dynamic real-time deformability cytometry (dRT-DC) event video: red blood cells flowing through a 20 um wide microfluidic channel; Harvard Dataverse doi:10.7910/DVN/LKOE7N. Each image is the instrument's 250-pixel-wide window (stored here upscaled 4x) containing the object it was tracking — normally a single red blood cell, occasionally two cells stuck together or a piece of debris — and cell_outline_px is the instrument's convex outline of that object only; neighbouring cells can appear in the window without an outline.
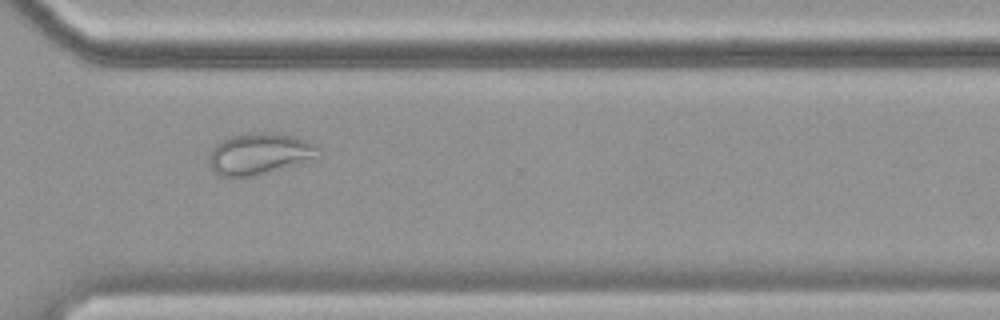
{"species": "common noctule bat (a hibernating species)", "species_latin": "Nyctalus noctula", "temperature_condition": "cold", "stored_images_in_passage": 57, "camera_frame_rate_fps": 3000, "um_per_image_px": 0.085, "animal": {"sex": "female", "body_mass_g": 19.9}, "frame": {"image": 1, "passage_image": 42, "time_ms": 13.667, "image_size_px": [1000, 320], "cell_outline_px": [[320, 148], [308, 156], [300, 160], [252, 176], [216, 176], [208, 160], [208, 156], [212, 148], [220, 140], [232, 136], [252, 132], [276, 132], [296, 136], [308, 140], [316, 144]], "centroid_in_image_um": [21.9, 13.01], "position_along_channel_um": 348.7, "area_um2": 25.37}}
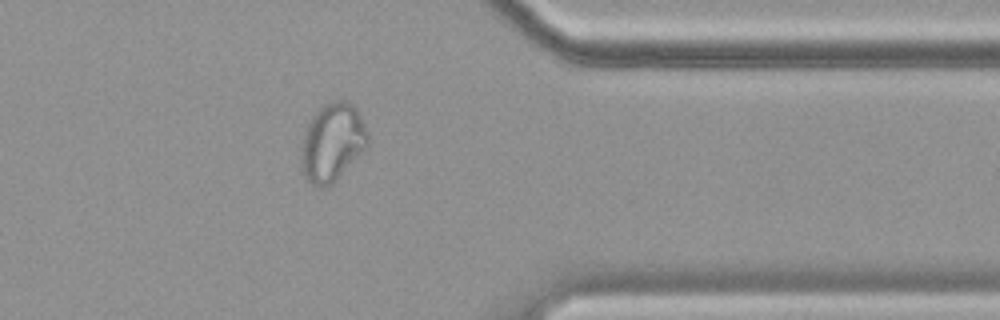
{"frame": {"image": 2, "passage_image": 46, "time_ms": 15.0, "image_size_px": [1000, 320], "cell_outline_px": [[368, 148], [332, 184], [324, 188], [320, 188], [312, 184], [304, 176], [300, 160], [300, 148], [304, 132], [312, 116], [324, 104], [332, 100], [348, 100], [356, 108], [368, 132]], "centroid_in_image_um": [28.25, 12.11], "position_along_channel_um": 383.2, "area_um2": 30.75}}
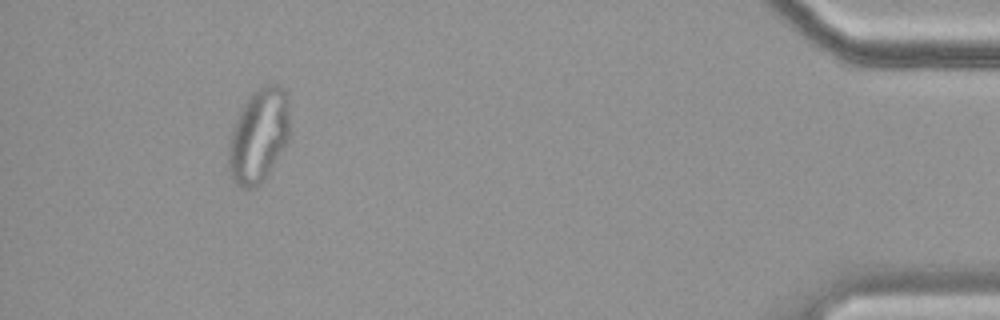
{"frame": {"image": 3, "passage_image": 53, "time_ms": 17.333, "image_size_px": [1000, 320], "cell_outline_px": [[288, 140], [284, 148], [268, 172], [252, 188], [240, 188], [236, 184], [232, 176], [228, 160], [228, 152], [232, 128], [248, 96], [252, 92], [264, 84], [276, 84], [284, 88], [288, 92]], "centroid_in_image_um": [22.0, 11.46], "position_along_channel_um": 413.2, "area_um2": 33.0}}